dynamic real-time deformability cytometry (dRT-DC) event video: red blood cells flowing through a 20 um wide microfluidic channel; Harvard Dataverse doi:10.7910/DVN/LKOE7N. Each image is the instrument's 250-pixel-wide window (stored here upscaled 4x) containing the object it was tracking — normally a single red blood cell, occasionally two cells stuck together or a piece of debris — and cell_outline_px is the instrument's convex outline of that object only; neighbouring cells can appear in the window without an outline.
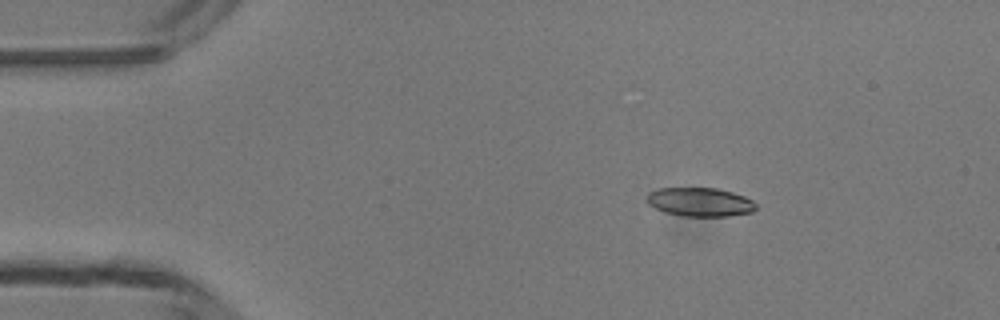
{"species": "common noctule bat (a hibernating species)", "species_latin": "Nyctalus noctula", "temperature_condition": "room temperature", "stored_images_in_passage": 6, "camera_frame_rate_fps": 3000, "um_per_image_px": 0.085, "animal": {"sex": "male", "body_mass_g": 13.3}, "frame": {"image": 1, "passage_image": 2, "time_ms": 2.0, "image_size_px": [1000, 320], "cell_outline_px": [[756, 208], [752, 212], [728, 216], [680, 216], [664, 212], [648, 204], [644, 200], [648, 192], [656, 188], [716, 188], [732, 192], [744, 196], [752, 200], [756, 204]], "centroid_in_image_um": [59.45, 17.17], "position_along_channel_um": 25.6, "area_um2": 18.5}}
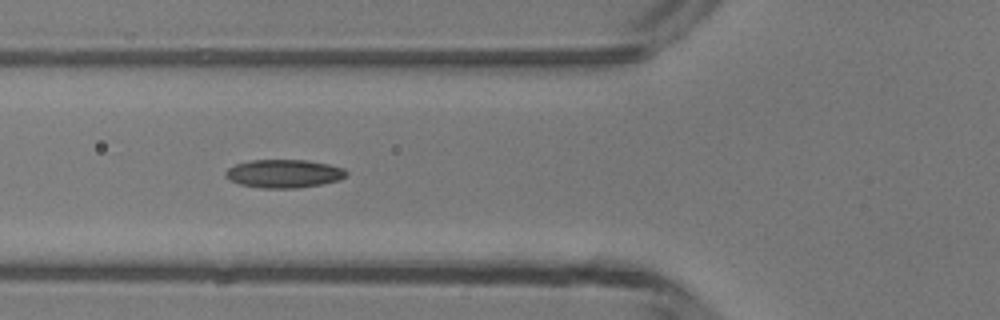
{"frame": {"image": 2, "passage_image": 5, "time_ms": 5.333, "image_size_px": [1000, 320], "cell_outline_px": [[348, 176], [340, 180], [320, 184], [296, 188], [260, 188], [240, 184], [224, 176], [224, 172], [228, 168], [236, 164], [252, 160], [308, 160], [328, 164], [344, 168], [348, 172]], "centroid_in_image_um": [24.16, 14.75], "position_along_channel_um": 101.6, "area_um2": 19.94}}
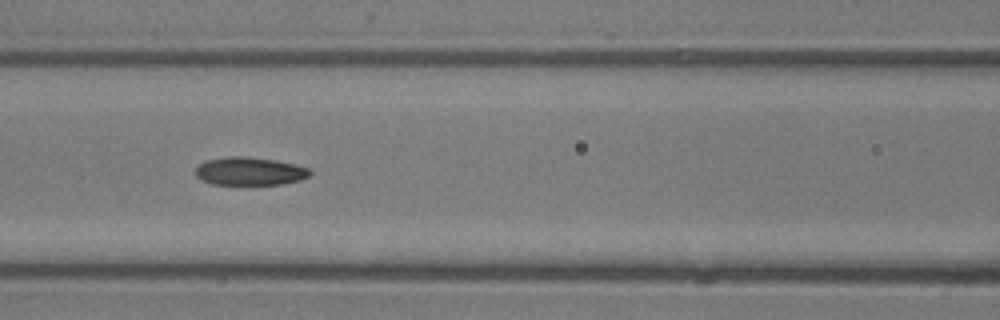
{"frame": {"image": 3, "passage_image": 6, "time_ms": 6.333, "image_size_px": [1000, 320], "cell_outline_px": [[312, 172], [308, 176], [300, 180], [280, 184], [212, 184], [200, 180], [196, 176], [196, 168], [204, 160], [228, 156], [244, 156], [276, 160], [296, 164], [308, 168]], "centroid_in_image_um": [21.2, 14.54], "position_along_channel_um": 145.4, "area_um2": 18.79}}